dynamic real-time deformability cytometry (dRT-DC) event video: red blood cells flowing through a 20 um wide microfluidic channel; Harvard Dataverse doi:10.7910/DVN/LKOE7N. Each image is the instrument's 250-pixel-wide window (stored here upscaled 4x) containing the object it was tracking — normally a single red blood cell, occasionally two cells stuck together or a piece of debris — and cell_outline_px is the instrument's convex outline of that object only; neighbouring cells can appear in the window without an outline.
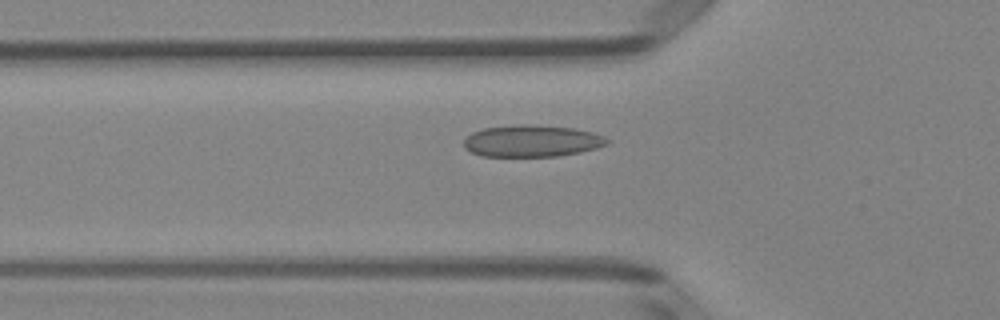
{"species": "Egyptian fruit bat (a non-hibernating species)", "species_latin": "Rousettus aegyptiacus", "temperature_condition": "room temperature", "stored_images_in_passage": 33, "camera_frame_rate_fps": 3000, "um_per_image_px": 0.085, "animal": {"sex": "female"}, "frame": {"image": 1, "passage_image": 3, "time_ms": 0.667, "image_size_px": [1000, 320], "cell_outline_px": [[612, 140], [608, 144], [596, 148], [580, 152], [556, 156], [480, 156], [464, 148], [464, 140], [472, 132], [484, 128], [520, 124], [528, 124], [572, 128], [592, 132], [604, 136]], "centroid_in_image_um": [45.22, 11.98], "position_along_channel_um": 80.6, "area_um2": 26.53}}
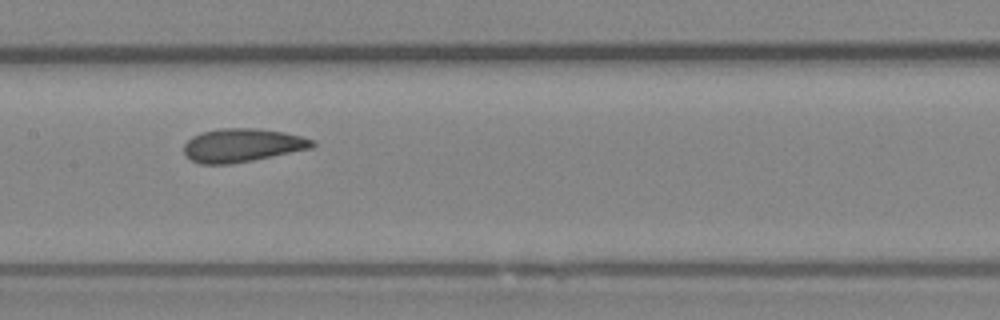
{"frame": {"image": 2, "passage_image": 11, "time_ms": 3.333, "image_size_px": [1000, 320], "cell_outline_px": [[316, 144], [312, 148], [252, 160], [228, 164], [200, 164], [184, 156], [184, 144], [192, 136], [200, 132], [220, 128], [256, 128], [284, 132], [316, 140]], "centroid_in_image_um": [20.57, 12.34], "position_along_channel_um": 186.8, "area_um2": 25.09}}
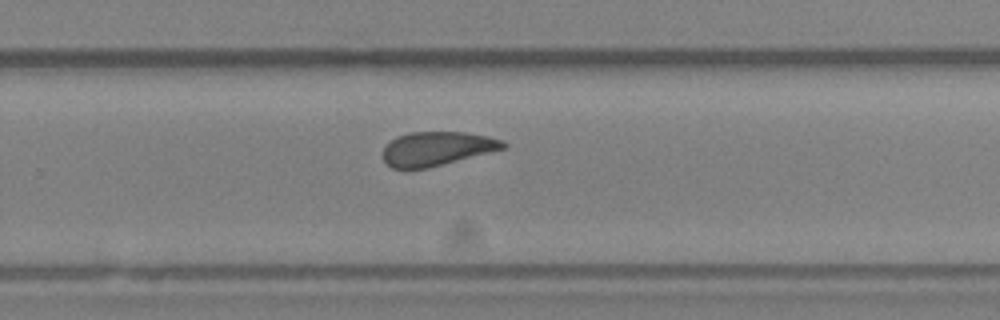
{"frame": {"image": 3, "passage_image": 19, "time_ms": 6.0, "image_size_px": [1000, 320], "cell_outline_px": [[508, 148], [428, 168], [392, 168], [380, 156], [384, 148], [396, 136], [408, 132], [464, 132], [488, 136], [504, 140], [508, 144]], "centroid_in_image_um": [37.17, 12.63], "position_along_channel_um": 292.6, "area_um2": 24.04}, "authors_computed_cell_mechanics": {"area_um2": 24.7384, "velocity_mm_per_s": 3.9824, "shape_relaxation_time_tau1_ms": null, "shape_relaxation_time_tau2_ms": 1.7431, "deformation_change_tau1": null, "deformation_change_tau2": 0.0782}}